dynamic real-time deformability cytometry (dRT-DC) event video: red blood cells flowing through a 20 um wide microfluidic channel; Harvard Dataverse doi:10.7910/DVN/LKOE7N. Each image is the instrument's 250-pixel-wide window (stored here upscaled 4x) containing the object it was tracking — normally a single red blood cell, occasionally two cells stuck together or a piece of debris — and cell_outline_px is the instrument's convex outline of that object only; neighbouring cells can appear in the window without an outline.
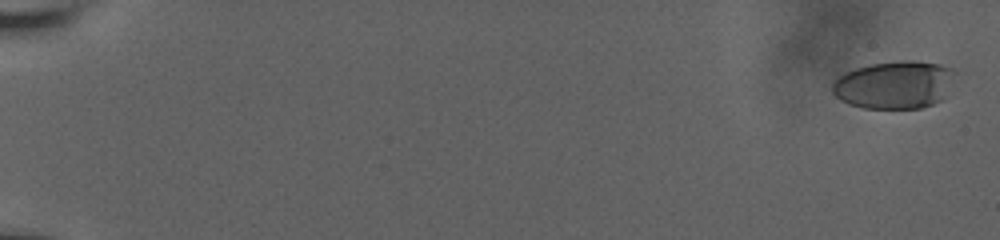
{"species": "human", "species_latin": "Homo sapiens", "temperature_condition": "room temperature", "stored_images_in_passage": 7, "camera_frame_rate_fps": 3000, "um_per_image_px": 0.085, "donor": {"sex": "male"}, "frame": {"image": 1, "passage_image": 1, "time_ms": 0.0, "image_size_px": [1000, 240], "cell_outline_px": [[956, 72], [940, 100], [932, 104], [920, 108], [864, 108], [848, 104], [840, 100], [832, 92], [832, 84], [844, 72], [868, 64], [900, 60], [916, 60], [940, 64], [952, 68]], "centroid_in_image_um": [75.99, 7.19], "position_along_channel_um": 9.0, "area_um2": 34.1}}